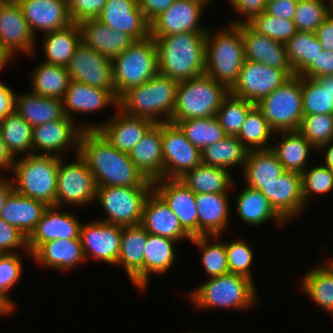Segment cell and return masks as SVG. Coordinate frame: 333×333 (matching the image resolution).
Wrapping results in <instances>:
<instances>
[{
  "instance_id": "obj_9",
  "label": "cell",
  "mask_w": 333,
  "mask_h": 333,
  "mask_svg": "<svg viewBox=\"0 0 333 333\" xmlns=\"http://www.w3.org/2000/svg\"><path fill=\"white\" fill-rule=\"evenodd\" d=\"M255 105L275 133L298 131L304 115L301 76H292Z\"/></svg>"
},
{
  "instance_id": "obj_68",
  "label": "cell",
  "mask_w": 333,
  "mask_h": 333,
  "mask_svg": "<svg viewBox=\"0 0 333 333\" xmlns=\"http://www.w3.org/2000/svg\"><path fill=\"white\" fill-rule=\"evenodd\" d=\"M14 55L0 42V71L10 65Z\"/></svg>"
},
{
  "instance_id": "obj_33",
  "label": "cell",
  "mask_w": 333,
  "mask_h": 333,
  "mask_svg": "<svg viewBox=\"0 0 333 333\" xmlns=\"http://www.w3.org/2000/svg\"><path fill=\"white\" fill-rule=\"evenodd\" d=\"M47 207L44 202L25 197L13 190L0 211V218L17 227L28 238Z\"/></svg>"
},
{
  "instance_id": "obj_22",
  "label": "cell",
  "mask_w": 333,
  "mask_h": 333,
  "mask_svg": "<svg viewBox=\"0 0 333 333\" xmlns=\"http://www.w3.org/2000/svg\"><path fill=\"white\" fill-rule=\"evenodd\" d=\"M62 207L48 206L34 231L27 238L28 250L33 254L43 243L54 239H80V220ZM60 210V211H59Z\"/></svg>"
},
{
  "instance_id": "obj_13",
  "label": "cell",
  "mask_w": 333,
  "mask_h": 333,
  "mask_svg": "<svg viewBox=\"0 0 333 333\" xmlns=\"http://www.w3.org/2000/svg\"><path fill=\"white\" fill-rule=\"evenodd\" d=\"M164 178L179 179L201 163V151L184 135L176 123H161Z\"/></svg>"
},
{
  "instance_id": "obj_49",
  "label": "cell",
  "mask_w": 333,
  "mask_h": 333,
  "mask_svg": "<svg viewBox=\"0 0 333 333\" xmlns=\"http://www.w3.org/2000/svg\"><path fill=\"white\" fill-rule=\"evenodd\" d=\"M274 134L255 105L248 112L237 138L248 150L270 149L272 143L269 141L273 139Z\"/></svg>"
},
{
  "instance_id": "obj_61",
  "label": "cell",
  "mask_w": 333,
  "mask_h": 333,
  "mask_svg": "<svg viewBox=\"0 0 333 333\" xmlns=\"http://www.w3.org/2000/svg\"><path fill=\"white\" fill-rule=\"evenodd\" d=\"M298 0H267L266 12L280 19L292 20Z\"/></svg>"
},
{
  "instance_id": "obj_73",
  "label": "cell",
  "mask_w": 333,
  "mask_h": 333,
  "mask_svg": "<svg viewBox=\"0 0 333 333\" xmlns=\"http://www.w3.org/2000/svg\"><path fill=\"white\" fill-rule=\"evenodd\" d=\"M6 0H0V6L5 2Z\"/></svg>"
},
{
  "instance_id": "obj_53",
  "label": "cell",
  "mask_w": 333,
  "mask_h": 333,
  "mask_svg": "<svg viewBox=\"0 0 333 333\" xmlns=\"http://www.w3.org/2000/svg\"><path fill=\"white\" fill-rule=\"evenodd\" d=\"M302 195L307 206L314 195L327 194L333 191V174L329 167L316 165L308 166L301 173ZM313 195V196H312Z\"/></svg>"
},
{
  "instance_id": "obj_31",
  "label": "cell",
  "mask_w": 333,
  "mask_h": 333,
  "mask_svg": "<svg viewBox=\"0 0 333 333\" xmlns=\"http://www.w3.org/2000/svg\"><path fill=\"white\" fill-rule=\"evenodd\" d=\"M129 157L147 180L164 178L161 123H155L130 151Z\"/></svg>"
},
{
  "instance_id": "obj_41",
  "label": "cell",
  "mask_w": 333,
  "mask_h": 333,
  "mask_svg": "<svg viewBox=\"0 0 333 333\" xmlns=\"http://www.w3.org/2000/svg\"><path fill=\"white\" fill-rule=\"evenodd\" d=\"M38 64L31 72V92L62 100L71 81L67 67L45 62Z\"/></svg>"
},
{
  "instance_id": "obj_2",
  "label": "cell",
  "mask_w": 333,
  "mask_h": 333,
  "mask_svg": "<svg viewBox=\"0 0 333 333\" xmlns=\"http://www.w3.org/2000/svg\"><path fill=\"white\" fill-rule=\"evenodd\" d=\"M159 73L177 82L205 74L206 32L152 36Z\"/></svg>"
},
{
  "instance_id": "obj_12",
  "label": "cell",
  "mask_w": 333,
  "mask_h": 333,
  "mask_svg": "<svg viewBox=\"0 0 333 333\" xmlns=\"http://www.w3.org/2000/svg\"><path fill=\"white\" fill-rule=\"evenodd\" d=\"M292 76H295L293 69H277L244 60L237 81L229 93L256 104Z\"/></svg>"
},
{
  "instance_id": "obj_52",
  "label": "cell",
  "mask_w": 333,
  "mask_h": 333,
  "mask_svg": "<svg viewBox=\"0 0 333 333\" xmlns=\"http://www.w3.org/2000/svg\"><path fill=\"white\" fill-rule=\"evenodd\" d=\"M298 131L318 150L333 139V114L303 115Z\"/></svg>"
},
{
  "instance_id": "obj_51",
  "label": "cell",
  "mask_w": 333,
  "mask_h": 333,
  "mask_svg": "<svg viewBox=\"0 0 333 333\" xmlns=\"http://www.w3.org/2000/svg\"><path fill=\"white\" fill-rule=\"evenodd\" d=\"M247 24L258 34L284 44L298 32L293 20L280 19L266 11Z\"/></svg>"
},
{
  "instance_id": "obj_48",
  "label": "cell",
  "mask_w": 333,
  "mask_h": 333,
  "mask_svg": "<svg viewBox=\"0 0 333 333\" xmlns=\"http://www.w3.org/2000/svg\"><path fill=\"white\" fill-rule=\"evenodd\" d=\"M176 124L185 137L200 151L226 136L216 116L180 120Z\"/></svg>"
},
{
  "instance_id": "obj_28",
  "label": "cell",
  "mask_w": 333,
  "mask_h": 333,
  "mask_svg": "<svg viewBox=\"0 0 333 333\" xmlns=\"http://www.w3.org/2000/svg\"><path fill=\"white\" fill-rule=\"evenodd\" d=\"M78 26L81 42L111 60L135 41L124 32L112 30L97 18L82 20Z\"/></svg>"
},
{
  "instance_id": "obj_62",
  "label": "cell",
  "mask_w": 333,
  "mask_h": 333,
  "mask_svg": "<svg viewBox=\"0 0 333 333\" xmlns=\"http://www.w3.org/2000/svg\"><path fill=\"white\" fill-rule=\"evenodd\" d=\"M175 1L176 0H138V5L145 19L151 23Z\"/></svg>"
},
{
  "instance_id": "obj_4",
  "label": "cell",
  "mask_w": 333,
  "mask_h": 333,
  "mask_svg": "<svg viewBox=\"0 0 333 333\" xmlns=\"http://www.w3.org/2000/svg\"><path fill=\"white\" fill-rule=\"evenodd\" d=\"M178 82L160 73L149 81L126 91L119 98L125 113L144 117L154 123L170 122L176 102Z\"/></svg>"
},
{
  "instance_id": "obj_54",
  "label": "cell",
  "mask_w": 333,
  "mask_h": 333,
  "mask_svg": "<svg viewBox=\"0 0 333 333\" xmlns=\"http://www.w3.org/2000/svg\"><path fill=\"white\" fill-rule=\"evenodd\" d=\"M328 15L326 0H298L292 20L298 31L315 32Z\"/></svg>"
},
{
  "instance_id": "obj_14",
  "label": "cell",
  "mask_w": 333,
  "mask_h": 333,
  "mask_svg": "<svg viewBox=\"0 0 333 333\" xmlns=\"http://www.w3.org/2000/svg\"><path fill=\"white\" fill-rule=\"evenodd\" d=\"M116 114L100 124L82 125L83 130H98L119 151L129 154L140 139L155 124L152 120L129 115L116 108Z\"/></svg>"
},
{
  "instance_id": "obj_19",
  "label": "cell",
  "mask_w": 333,
  "mask_h": 333,
  "mask_svg": "<svg viewBox=\"0 0 333 333\" xmlns=\"http://www.w3.org/2000/svg\"><path fill=\"white\" fill-rule=\"evenodd\" d=\"M153 191L170 207L182 228L198 236V211L195 193L179 179L162 178L153 182Z\"/></svg>"
},
{
  "instance_id": "obj_15",
  "label": "cell",
  "mask_w": 333,
  "mask_h": 333,
  "mask_svg": "<svg viewBox=\"0 0 333 333\" xmlns=\"http://www.w3.org/2000/svg\"><path fill=\"white\" fill-rule=\"evenodd\" d=\"M82 222L80 240L85 260L116 265L120 253L122 226L100 220Z\"/></svg>"
},
{
  "instance_id": "obj_66",
  "label": "cell",
  "mask_w": 333,
  "mask_h": 333,
  "mask_svg": "<svg viewBox=\"0 0 333 333\" xmlns=\"http://www.w3.org/2000/svg\"><path fill=\"white\" fill-rule=\"evenodd\" d=\"M6 178L7 179L1 177L0 175V211L3 208L9 194L14 190L13 182L10 176H7Z\"/></svg>"
},
{
  "instance_id": "obj_20",
  "label": "cell",
  "mask_w": 333,
  "mask_h": 333,
  "mask_svg": "<svg viewBox=\"0 0 333 333\" xmlns=\"http://www.w3.org/2000/svg\"><path fill=\"white\" fill-rule=\"evenodd\" d=\"M37 37L31 32L16 0H6L0 6V42L14 55L29 57L35 52Z\"/></svg>"
},
{
  "instance_id": "obj_42",
  "label": "cell",
  "mask_w": 333,
  "mask_h": 333,
  "mask_svg": "<svg viewBox=\"0 0 333 333\" xmlns=\"http://www.w3.org/2000/svg\"><path fill=\"white\" fill-rule=\"evenodd\" d=\"M248 151L236 136H225L222 140L201 151V162L223 168L229 172L234 167L242 170Z\"/></svg>"
},
{
  "instance_id": "obj_34",
  "label": "cell",
  "mask_w": 333,
  "mask_h": 333,
  "mask_svg": "<svg viewBox=\"0 0 333 333\" xmlns=\"http://www.w3.org/2000/svg\"><path fill=\"white\" fill-rule=\"evenodd\" d=\"M235 202L237 215L247 225L260 227L268 221H274L279 227L286 221L275 211L269 200L261 193L247 186L238 193Z\"/></svg>"
},
{
  "instance_id": "obj_18",
  "label": "cell",
  "mask_w": 333,
  "mask_h": 333,
  "mask_svg": "<svg viewBox=\"0 0 333 333\" xmlns=\"http://www.w3.org/2000/svg\"><path fill=\"white\" fill-rule=\"evenodd\" d=\"M205 5L195 0H176L150 23L151 36L186 32H207L208 25H199Z\"/></svg>"
},
{
  "instance_id": "obj_25",
  "label": "cell",
  "mask_w": 333,
  "mask_h": 333,
  "mask_svg": "<svg viewBox=\"0 0 333 333\" xmlns=\"http://www.w3.org/2000/svg\"><path fill=\"white\" fill-rule=\"evenodd\" d=\"M147 231L139 224L124 226L121 232L120 253L116 266L122 267L131 283L144 292V247Z\"/></svg>"
},
{
  "instance_id": "obj_46",
  "label": "cell",
  "mask_w": 333,
  "mask_h": 333,
  "mask_svg": "<svg viewBox=\"0 0 333 333\" xmlns=\"http://www.w3.org/2000/svg\"><path fill=\"white\" fill-rule=\"evenodd\" d=\"M287 58L295 75H300L322 52L314 32L298 31L285 43Z\"/></svg>"
},
{
  "instance_id": "obj_11",
  "label": "cell",
  "mask_w": 333,
  "mask_h": 333,
  "mask_svg": "<svg viewBox=\"0 0 333 333\" xmlns=\"http://www.w3.org/2000/svg\"><path fill=\"white\" fill-rule=\"evenodd\" d=\"M75 161L65 163L60 157L58 168L55 206L70 205L78 207L91 206L96 203L97 186L86 161L76 154Z\"/></svg>"
},
{
  "instance_id": "obj_30",
  "label": "cell",
  "mask_w": 333,
  "mask_h": 333,
  "mask_svg": "<svg viewBox=\"0 0 333 333\" xmlns=\"http://www.w3.org/2000/svg\"><path fill=\"white\" fill-rule=\"evenodd\" d=\"M229 193H197L198 236L223 235L230 223Z\"/></svg>"
},
{
  "instance_id": "obj_56",
  "label": "cell",
  "mask_w": 333,
  "mask_h": 333,
  "mask_svg": "<svg viewBox=\"0 0 333 333\" xmlns=\"http://www.w3.org/2000/svg\"><path fill=\"white\" fill-rule=\"evenodd\" d=\"M227 261L229 272L245 276L253 281L252 262L254 252L249 244L242 238L226 242Z\"/></svg>"
},
{
  "instance_id": "obj_1",
  "label": "cell",
  "mask_w": 333,
  "mask_h": 333,
  "mask_svg": "<svg viewBox=\"0 0 333 333\" xmlns=\"http://www.w3.org/2000/svg\"><path fill=\"white\" fill-rule=\"evenodd\" d=\"M79 155L86 161L97 187H153L129 154L113 147L98 130L82 131Z\"/></svg>"
},
{
  "instance_id": "obj_72",
  "label": "cell",
  "mask_w": 333,
  "mask_h": 333,
  "mask_svg": "<svg viewBox=\"0 0 333 333\" xmlns=\"http://www.w3.org/2000/svg\"><path fill=\"white\" fill-rule=\"evenodd\" d=\"M323 264L326 265L333 272V257L329 259V261L328 260L327 262L325 261V263Z\"/></svg>"
},
{
  "instance_id": "obj_29",
  "label": "cell",
  "mask_w": 333,
  "mask_h": 333,
  "mask_svg": "<svg viewBox=\"0 0 333 333\" xmlns=\"http://www.w3.org/2000/svg\"><path fill=\"white\" fill-rule=\"evenodd\" d=\"M245 60L277 69H293L284 43L258 34L248 24H240Z\"/></svg>"
},
{
  "instance_id": "obj_36",
  "label": "cell",
  "mask_w": 333,
  "mask_h": 333,
  "mask_svg": "<svg viewBox=\"0 0 333 333\" xmlns=\"http://www.w3.org/2000/svg\"><path fill=\"white\" fill-rule=\"evenodd\" d=\"M275 134L273 137L275 143H272L270 149L286 171L301 174L308 167L311 151L316 149L299 131L277 132ZM278 134L282 137L279 142H277L279 139L276 137Z\"/></svg>"
},
{
  "instance_id": "obj_59",
  "label": "cell",
  "mask_w": 333,
  "mask_h": 333,
  "mask_svg": "<svg viewBox=\"0 0 333 333\" xmlns=\"http://www.w3.org/2000/svg\"><path fill=\"white\" fill-rule=\"evenodd\" d=\"M230 7L238 13L242 20H230L229 24L239 25L247 24L254 17L266 11L267 0H228ZM245 17V18H244ZM244 18V19H243Z\"/></svg>"
},
{
  "instance_id": "obj_7",
  "label": "cell",
  "mask_w": 333,
  "mask_h": 333,
  "mask_svg": "<svg viewBox=\"0 0 333 333\" xmlns=\"http://www.w3.org/2000/svg\"><path fill=\"white\" fill-rule=\"evenodd\" d=\"M229 90L206 74L178 82L172 123L216 116Z\"/></svg>"
},
{
  "instance_id": "obj_21",
  "label": "cell",
  "mask_w": 333,
  "mask_h": 333,
  "mask_svg": "<svg viewBox=\"0 0 333 333\" xmlns=\"http://www.w3.org/2000/svg\"><path fill=\"white\" fill-rule=\"evenodd\" d=\"M260 191L287 223L300 217L306 208L300 173L285 171Z\"/></svg>"
},
{
  "instance_id": "obj_58",
  "label": "cell",
  "mask_w": 333,
  "mask_h": 333,
  "mask_svg": "<svg viewBox=\"0 0 333 333\" xmlns=\"http://www.w3.org/2000/svg\"><path fill=\"white\" fill-rule=\"evenodd\" d=\"M107 0H66L70 18L73 23L97 18Z\"/></svg>"
},
{
  "instance_id": "obj_43",
  "label": "cell",
  "mask_w": 333,
  "mask_h": 333,
  "mask_svg": "<svg viewBox=\"0 0 333 333\" xmlns=\"http://www.w3.org/2000/svg\"><path fill=\"white\" fill-rule=\"evenodd\" d=\"M301 278V290L333 317V272L326 265L319 264L308 269Z\"/></svg>"
},
{
  "instance_id": "obj_37",
  "label": "cell",
  "mask_w": 333,
  "mask_h": 333,
  "mask_svg": "<svg viewBox=\"0 0 333 333\" xmlns=\"http://www.w3.org/2000/svg\"><path fill=\"white\" fill-rule=\"evenodd\" d=\"M15 112L32 127L66 117L63 101L32 93L17 94Z\"/></svg>"
},
{
  "instance_id": "obj_50",
  "label": "cell",
  "mask_w": 333,
  "mask_h": 333,
  "mask_svg": "<svg viewBox=\"0 0 333 333\" xmlns=\"http://www.w3.org/2000/svg\"><path fill=\"white\" fill-rule=\"evenodd\" d=\"M255 106L246 99L229 93L216 113L226 136H238L248 112Z\"/></svg>"
},
{
  "instance_id": "obj_67",
  "label": "cell",
  "mask_w": 333,
  "mask_h": 333,
  "mask_svg": "<svg viewBox=\"0 0 333 333\" xmlns=\"http://www.w3.org/2000/svg\"><path fill=\"white\" fill-rule=\"evenodd\" d=\"M319 152L325 150V153H322L324 164L325 166L329 167L333 174V139L327 142L326 144L322 145L319 149Z\"/></svg>"
},
{
  "instance_id": "obj_47",
  "label": "cell",
  "mask_w": 333,
  "mask_h": 333,
  "mask_svg": "<svg viewBox=\"0 0 333 333\" xmlns=\"http://www.w3.org/2000/svg\"><path fill=\"white\" fill-rule=\"evenodd\" d=\"M222 235L192 237L193 245L200 248L201 265L208 278L229 272L226 242L221 241Z\"/></svg>"
},
{
  "instance_id": "obj_38",
  "label": "cell",
  "mask_w": 333,
  "mask_h": 333,
  "mask_svg": "<svg viewBox=\"0 0 333 333\" xmlns=\"http://www.w3.org/2000/svg\"><path fill=\"white\" fill-rule=\"evenodd\" d=\"M179 242L147 232L144 247V291L149 285L151 274L163 275L175 265L177 258L176 244Z\"/></svg>"
},
{
  "instance_id": "obj_40",
  "label": "cell",
  "mask_w": 333,
  "mask_h": 333,
  "mask_svg": "<svg viewBox=\"0 0 333 333\" xmlns=\"http://www.w3.org/2000/svg\"><path fill=\"white\" fill-rule=\"evenodd\" d=\"M179 180L195 194L229 193L234 183L232 173L228 170L202 162Z\"/></svg>"
},
{
  "instance_id": "obj_26",
  "label": "cell",
  "mask_w": 333,
  "mask_h": 333,
  "mask_svg": "<svg viewBox=\"0 0 333 333\" xmlns=\"http://www.w3.org/2000/svg\"><path fill=\"white\" fill-rule=\"evenodd\" d=\"M140 225L150 234L177 242L192 240L180 225L177 216L154 191L146 198Z\"/></svg>"
},
{
  "instance_id": "obj_8",
  "label": "cell",
  "mask_w": 333,
  "mask_h": 333,
  "mask_svg": "<svg viewBox=\"0 0 333 333\" xmlns=\"http://www.w3.org/2000/svg\"><path fill=\"white\" fill-rule=\"evenodd\" d=\"M111 63L116 98L119 100L130 88L149 81L159 73L155 40L151 35L135 40Z\"/></svg>"
},
{
  "instance_id": "obj_6",
  "label": "cell",
  "mask_w": 333,
  "mask_h": 333,
  "mask_svg": "<svg viewBox=\"0 0 333 333\" xmlns=\"http://www.w3.org/2000/svg\"><path fill=\"white\" fill-rule=\"evenodd\" d=\"M60 157L30 154L15 158L10 177L14 190L25 197L55 206Z\"/></svg>"
},
{
  "instance_id": "obj_3",
  "label": "cell",
  "mask_w": 333,
  "mask_h": 333,
  "mask_svg": "<svg viewBox=\"0 0 333 333\" xmlns=\"http://www.w3.org/2000/svg\"><path fill=\"white\" fill-rule=\"evenodd\" d=\"M244 44L240 24L206 32L205 74L230 90L244 63Z\"/></svg>"
},
{
  "instance_id": "obj_45",
  "label": "cell",
  "mask_w": 333,
  "mask_h": 333,
  "mask_svg": "<svg viewBox=\"0 0 333 333\" xmlns=\"http://www.w3.org/2000/svg\"><path fill=\"white\" fill-rule=\"evenodd\" d=\"M0 133L14 158L33 154V127L18 113L13 112L0 119Z\"/></svg>"
},
{
  "instance_id": "obj_24",
  "label": "cell",
  "mask_w": 333,
  "mask_h": 333,
  "mask_svg": "<svg viewBox=\"0 0 333 333\" xmlns=\"http://www.w3.org/2000/svg\"><path fill=\"white\" fill-rule=\"evenodd\" d=\"M31 32H51L69 26L72 22L66 0H16Z\"/></svg>"
},
{
  "instance_id": "obj_5",
  "label": "cell",
  "mask_w": 333,
  "mask_h": 333,
  "mask_svg": "<svg viewBox=\"0 0 333 333\" xmlns=\"http://www.w3.org/2000/svg\"><path fill=\"white\" fill-rule=\"evenodd\" d=\"M190 291V302L200 311L207 308L248 310L258 302L255 283L231 272L207 278V282Z\"/></svg>"
},
{
  "instance_id": "obj_74",
  "label": "cell",
  "mask_w": 333,
  "mask_h": 333,
  "mask_svg": "<svg viewBox=\"0 0 333 333\" xmlns=\"http://www.w3.org/2000/svg\"><path fill=\"white\" fill-rule=\"evenodd\" d=\"M187 333H188V332H187ZM189 333H199V332H194V331L192 332V331H191V332H189ZM200 333H204V332H200Z\"/></svg>"
},
{
  "instance_id": "obj_60",
  "label": "cell",
  "mask_w": 333,
  "mask_h": 333,
  "mask_svg": "<svg viewBox=\"0 0 333 333\" xmlns=\"http://www.w3.org/2000/svg\"><path fill=\"white\" fill-rule=\"evenodd\" d=\"M329 75H333V51L322 50L299 76L316 79Z\"/></svg>"
},
{
  "instance_id": "obj_44",
  "label": "cell",
  "mask_w": 333,
  "mask_h": 333,
  "mask_svg": "<svg viewBox=\"0 0 333 333\" xmlns=\"http://www.w3.org/2000/svg\"><path fill=\"white\" fill-rule=\"evenodd\" d=\"M303 113L333 114V75L321 78L301 76Z\"/></svg>"
},
{
  "instance_id": "obj_57",
  "label": "cell",
  "mask_w": 333,
  "mask_h": 333,
  "mask_svg": "<svg viewBox=\"0 0 333 333\" xmlns=\"http://www.w3.org/2000/svg\"><path fill=\"white\" fill-rule=\"evenodd\" d=\"M19 249L24 252V255L32 256L28 250L27 237L17 227L0 218V252L2 254L17 253Z\"/></svg>"
},
{
  "instance_id": "obj_65",
  "label": "cell",
  "mask_w": 333,
  "mask_h": 333,
  "mask_svg": "<svg viewBox=\"0 0 333 333\" xmlns=\"http://www.w3.org/2000/svg\"><path fill=\"white\" fill-rule=\"evenodd\" d=\"M14 161H15V158L8 151L6 143L2 139V136L0 133V171H1V169L2 170L4 169V171L8 170V172H9V170L11 171Z\"/></svg>"
},
{
  "instance_id": "obj_71",
  "label": "cell",
  "mask_w": 333,
  "mask_h": 333,
  "mask_svg": "<svg viewBox=\"0 0 333 333\" xmlns=\"http://www.w3.org/2000/svg\"><path fill=\"white\" fill-rule=\"evenodd\" d=\"M195 1H198V2L202 3L203 5H205L206 6L205 8H207V6H209V8H210V6H212L211 3L213 4V2L216 0H214V1L213 0H195Z\"/></svg>"
},
{
  "instance_id": "obj_55",
  "label": "cell",
  "mask_w": 333,
  "mask_h": 333,
  "mask_svg": "<svg viewBox=\"0 0 333 333\" xmlns=\"http://www.w3.org/2000/svg\"><path fill=\"white\" fill-rule=\"evenodd\" d=\"M18 253H4L0 255V297L16 311L15 302L9 297L10 291L23 276V262ZM15 308V309H14Z\"/></svg>"
},
{
  "instance_id": "obj_10",
  "label": "cell",
  "mask_w": 333,
  "mask_h": 333,
  "mask_svg": "<svg viewBox=\"0 0 333 333\" xmlns=\"http://www.w3.org/2000/svg\"><path fill=\"white\" fill-rule=\"evenodd\" d=\"M153 187H97L96 202L107 214L100 221L119 226L139 225Z\"/></svg>"
},
{
  "instance_id": "obj_32",
  "label": "cell",
  "mask_w": 333,
  "mask_h": 333,
  "mask_svg": "<svg viewBox=\"0 0 333 333\" xmlns=\"http://www.w3.org/2000/svg\"><path fill=\"white\" fill-rule=\"evenodd\" d=\"M43 267L65 271L85 263L80 239H54L43 243L31 256Z\"/></svg>"
},
{
  "instance_id": "obj_23",
  "label": "cell",
  "mask_w": 333,
  "mask_h": 333,
  "mask_svg": "<svg viewBox=\"0 0 333 333\" xmlns=\"http://www.w3.org/2000/svg\"><path fill=\"white\" fill-rule=\"evenodd\" d=\"M97 19L134 40L150 36V23L139 8L138 0H107Z\"/></svg>"
},
{
  "instance_id": "obj_39",
  "label": "cell",
  "mask_w": 333,
  "mask_h": 333,
  "mask_svg": "<svg viewBox=\"0 0 333 333\" xmlns=\"http://www.w3.org/2000/svg\"><path fill=\"white\" fill-rule=\"evenodd\" d=\"M42 40V62L67 66L81 42V32L78 23H71L63 29L45 33Z\"/></svg>"
},
{
  "instance_id": "obj_16",
  "label": "cell",
  "mask_w": 333,
  "mask_h": 333,
  "mask_svg": "<svg viewBox=\"0 0 333 333\" xmlns=\"http://www.w3.org/2000/svg\"><path fill=\"white\" fill-rule=\"evenodd\" d=\"M66 67L71 81L106 89L116 97L111 59L95 49L80 42Z\"/></svg>"
},
{
  "instance_id": "obj_63",
  "label": "cell",
  "mask_w": 333,
  "mask_h": 333,
  "mask_svg": "<svg viewBox=\"0 0 333 333\" xmlns=\"http://www.w3.org/2000/svg\"><path fill=\"white\" fill-rule=\"evenodd\" d=\"M16 96L10 86L0 82V119L15 112Z\"/></svg>"
},
{
  "instance_id": "obj_17",
  "label": "cell",
  "mask_w": 333,
  "mask_h": 333,
  "mask_svg": "<svg viewBox=\"0 0 333 333\" xmlns=\"http://www.w3.org/2000/svg\"><path fill=\"white\" fill-rule=\"evenodd\" d=\"M82 131V126L67 116L33 127V154L62 157L64 151H69L72 145L76 149L75 154H79V139Z\"/></svg>"
},
{
  "instance_id": "obj_27",
  "label": "cell",
  "mask_w": 333,
  "mask_h": 333,
  "mask_svg": "<svg viewBox=\"0 0 333 333\" xmlns=\"http://www.w3.org/2000/svg\"><path fill=\"white\" fill-rule=\"evenodd\" d=\"M62 101L66 116L75 122L76 112L88 114L119 106V100L110 91L77 81H70Z\"/></svg>"
},
{
  "instance_id": "obj_64",
  "label": "cell",
  "mask_w": 333,
  "mask_h": 333,
  "mask_svg": "<svg viewBox=\"0 0 333 333\" xmlns=\"http://www.w3.org/2000/svg\"><path fill=\"white\" fill-rule=\"evenodd\" d=\"M314 33L322 50L333 51V15L329 14Z\"/></svg>"
},
{
  "instance_id": "obj_35",
  "label": "cell",
  "mask_w": 333,
  "mask_h": 333,
  "mask_svg": "<svg viewBox=\"0 0 333 333\" xmlns=\"http://www.w3.org/2000/svg\"><path fill=\"white\" fill-rule=\"evenodd\" d=\"M285 171L271 149L249 150L242 176L247 187L261 190Z\"/></svg>"
},
{
  "instance_id": "obj_69",
  "label": "cell",
  "mask_w": 333,
  "mask_h": 333,
  "mask_svg": "<svg viewBox=\"0 0 333 333\" xmlns=\"http://www.w3.org/2000/svg\"><path fill=\"white\" fill-rule=\"evenodd\" d=\"M14 310L0 297V316L12 315Z\"/></svg>"
},
{
  "instance_id": "obj_70",
  "label": "cell",
  "mask_w": 333,
  "mask_h": 333,
  "mask_svg": "<svg viewBox=\"0 0 333 333\" xmlns=\"http://www.w3.org/2000/svg\"><path fill=\"white\" fill-rule=\"evenodd\" d=\"M329 14L333 15V0H326Z\"/></svg>"
}]
</instances>
